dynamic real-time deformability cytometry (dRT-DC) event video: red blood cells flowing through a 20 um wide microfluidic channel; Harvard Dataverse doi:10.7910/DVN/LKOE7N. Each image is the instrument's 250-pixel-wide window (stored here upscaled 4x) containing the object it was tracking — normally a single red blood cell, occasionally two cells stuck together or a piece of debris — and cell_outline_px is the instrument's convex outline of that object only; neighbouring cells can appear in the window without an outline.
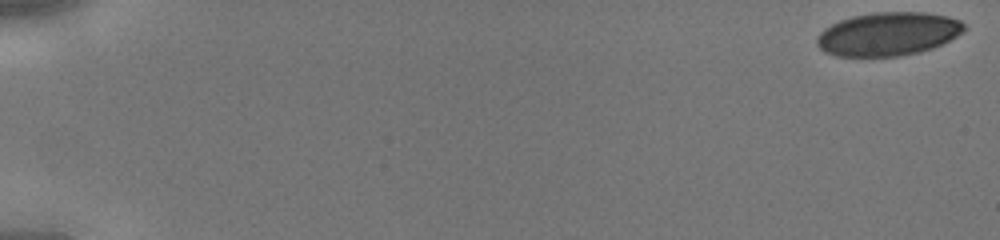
{"species": "human", "species_latin": "Homo sapiens", "temperature_condition": "cold", "stored_images_in_passage": 44, "camera_frame_rate_fps": 3000, "um_per_image_px": 0.085, "donor": {"sex": "male"}, "frame": {"image": 1, "passage_image": 1, "time_ms": 0.0, "image_size_px": [1000, 240], "cell_outline_px": [[968, 28], [964, 32], [944, 44], [920, 52], [900, 56], [836, 56], [824, 52], [816, 44], [816, 36], [824, 28], [840, 20], [852, 16], [872, 12], [924, 12], [948, 16], [960, 20]], "centroid_in_image_um": [75.51, 2.88], "position_along_channel_um": 9.5, "area_um2": 37.74}}
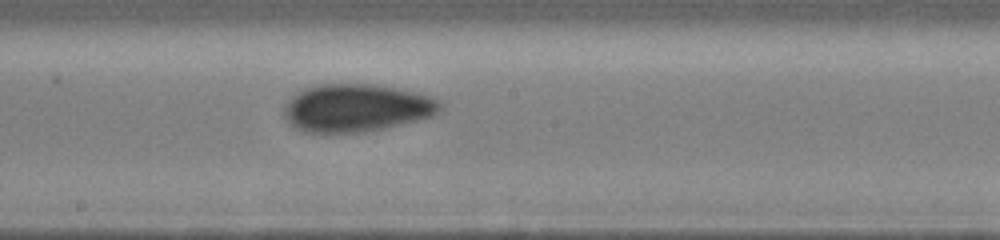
{"frame": {"image": 2, "passage_image": 26, "time_ms": 8.333, "image_size_px": [1000, 240], "cell_outline_px": [[444, 108], [440, 112], [432, 116], [384, 128], [364, 132], [304, 132], [288, 124], [284, 116], [284, 108], [288, 100], [296, 92], [304, 88], [320, 84], [372, 84], [396, 88], [416, 92], [432, 96], [440, 100], [444, 104]], "centroid_in_image_um": [30.31, 9.16], "position_along_channel_um": 217.9, "area_um2": 43.7}}
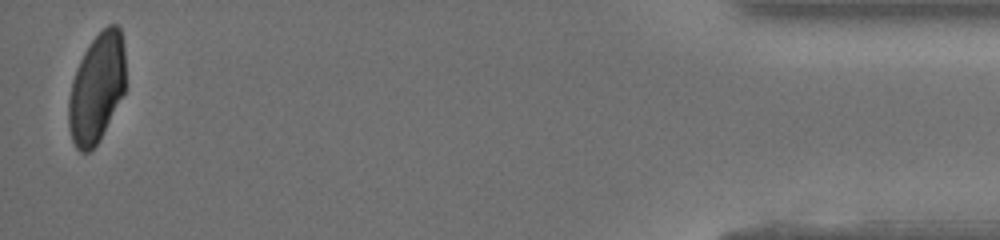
{"frame": {"image": 3, "passage_image": 44, "time_ms": 14.333, "image_size_px": [1000, 240], "cell_outline_px": [[124, 92], [100, 140], [88, 152], [80, 152], [76, 148], [72, 140], [68, 124], [68, 100], [72, 80], [76, 68], [88, 44], [108, 24], [116, 24], [120, 28], [124, 48]], "centroid_in_image_um": [8.2, 7.49], "position_along_channel_um": 427.0, "area_um2": 36.13}}